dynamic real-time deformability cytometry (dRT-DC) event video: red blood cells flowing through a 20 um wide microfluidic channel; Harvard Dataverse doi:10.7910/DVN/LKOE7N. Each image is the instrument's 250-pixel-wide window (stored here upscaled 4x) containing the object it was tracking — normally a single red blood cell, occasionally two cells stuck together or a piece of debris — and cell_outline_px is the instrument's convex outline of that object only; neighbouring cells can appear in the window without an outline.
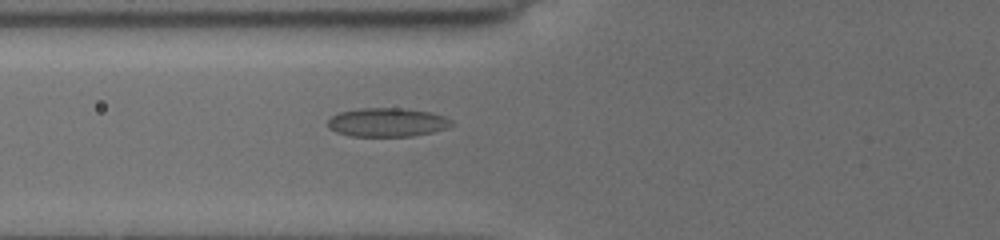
{"species": "common noctule bat (a hibernating species)", "species_latin": "Nyctalus noctula", "temperature_condition": "cold", "stored_images_in_passage": 5, "camera_frame_rate_fps": 3000, "um_per_image_px": 0.085, "animal": {"sex": "female", "body_mass_g": 19.5, "forearm_length_mm": 54.1}, "frame": {"image": 1, "passage_image": 5, "time_ms": 3.667, "image_size_px": [1000, 240], "cell_outline_px": [[452, 124], [444, 128], [432, 132], [412, 136], [352, 136], [336, 132], [328, 124], [328, 120], [332, 116], [340, 112], [360, 108], [404, 108], [428, 112], [440, 116], [448, 120]], "centroid_in_image_um": [32.85, 10.4], "position_along_channel_um": 92.9, "area_um2": 20.23}}